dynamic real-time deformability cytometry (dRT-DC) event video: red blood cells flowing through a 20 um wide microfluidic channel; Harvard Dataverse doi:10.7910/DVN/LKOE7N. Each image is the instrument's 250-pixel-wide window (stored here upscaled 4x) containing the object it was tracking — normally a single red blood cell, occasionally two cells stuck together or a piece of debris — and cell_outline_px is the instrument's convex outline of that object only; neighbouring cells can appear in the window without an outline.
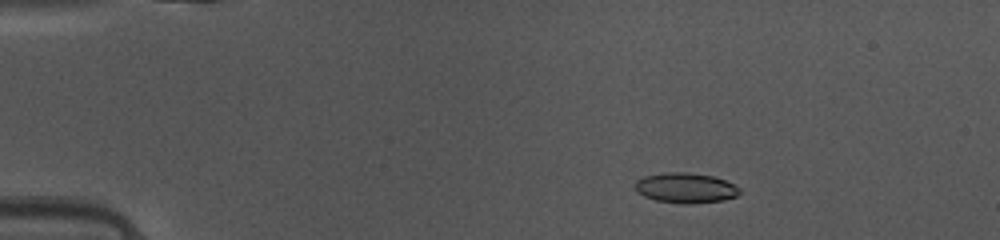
{"species": "common noctule bat (a hibernating species)", "species_latin": "Nyctalus noctula", "temperature_condition": "warm", "stored_images_in_passage": 15, "camera_frame_rate_fps": 3000, "um_per_image_px": 0.085, "animal": {"sex": "female", "body_mass_g": 10.0, "forearm_length_mm": 53.1}, "frame": {"image": 1, "passage_image": 9, "time_ms": 2.667, "image_size_px": [1000, 240], "cell_outline_px": [[740, 192], [736, 196], [724, 200], [692, 204], [680, 204], [656, 200], [644, 196], [636, 192], [636, 180], [644, 176], [668, 172], [688, 172], [712, 176], [724, 180], [740, 188]], "centroid_in_image_um": [58.26, 15.98], "position_along_channel_um": 26.7, "area_um2": 18.38}}